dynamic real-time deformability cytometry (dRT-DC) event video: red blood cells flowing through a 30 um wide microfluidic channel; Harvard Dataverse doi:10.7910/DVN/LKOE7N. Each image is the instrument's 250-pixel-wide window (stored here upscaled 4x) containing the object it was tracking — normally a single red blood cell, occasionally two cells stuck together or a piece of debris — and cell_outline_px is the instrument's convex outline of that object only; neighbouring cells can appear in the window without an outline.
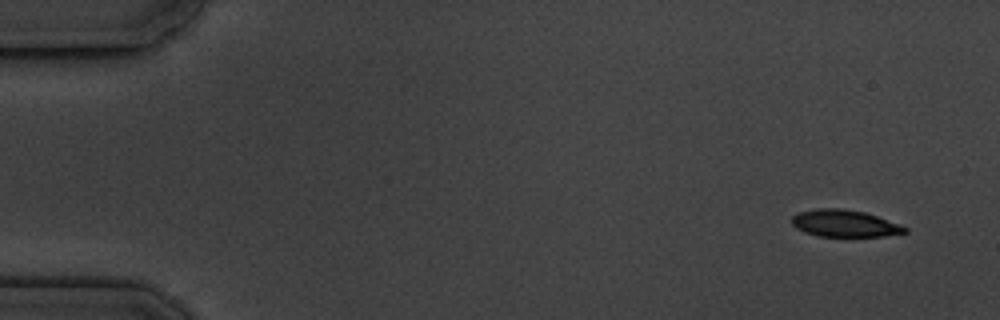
{"species": "common noctule bat (a hibernating species)", "species_latin": "Nyctalus noctula", "temperature_condition": "cold", "stored_images_in_passage": 5, "segment_of_instrument_passage": [1, 2], "camera_frame_rate_fps": 3000, "um_per_image_px": 0.085, "animal": {"sex": "male", "body_mass_g": 19.5, "forearm_length_mm": 54.6}, "frame": {"image": 1, "passage_image": 1, "time_ms": 0.0, "image_size_px": [1000, 320], "cell_outline_px": [[908, 232], [884, 236], [816, 236], [804, 232], [796, 228], [792, 224], [792, 216], [800, 212], [816, 208], [840, 208], [864, 212], [876, 216], [908, 228]], "centroid_in_image_um": [71.75, 18.99], "position_along_channel_um": 13.2, "area_um2": 17.63}}